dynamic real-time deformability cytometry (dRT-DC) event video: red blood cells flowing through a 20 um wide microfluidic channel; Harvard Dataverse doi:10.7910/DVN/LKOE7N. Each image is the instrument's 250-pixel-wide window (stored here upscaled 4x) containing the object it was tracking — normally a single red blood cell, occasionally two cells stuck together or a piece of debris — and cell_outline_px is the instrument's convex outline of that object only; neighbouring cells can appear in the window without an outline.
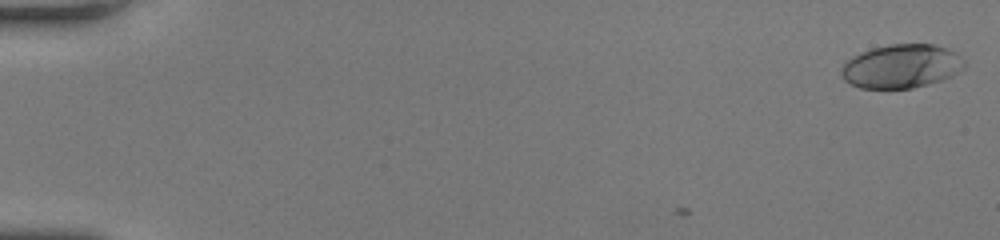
{"species": "human", "species_latin": "Homo sapiens", "temperature_condition": "room temperature", "stored_images_in_passage": 51, "camera_frame_rate_fps": 3000, "um_per_image_px": 0.085, "donor": {"sex": "female"}, "frame": {"image": 1, "passage_image": 1, "time_ms": 0.0, "image_size_px": [1000, 240], "cell_outline_px": [[964, 68], [952, 76], [928, 84], [912, 88], [860, 88], [844, 80], [840, 72], [840, 68], [852, 56], [860, 52], [872, 48], [888, 44], [932, 44], [956, 52], [964, 60]], "centroid_in_image_um": [76.6, 5.63], "position_along_channel_um": 8.4, "area_um2": 31.33}}
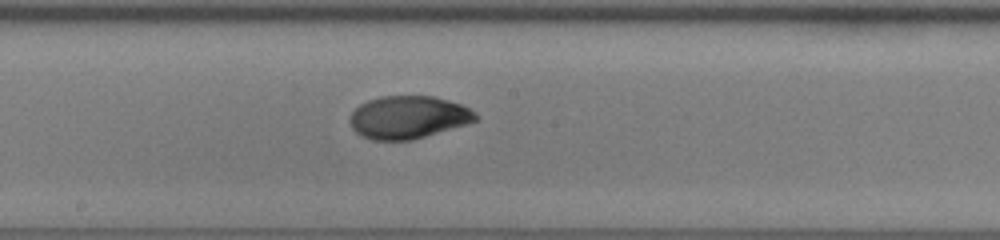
{"frame": {"image": 2, "passage_image": 29, "time_ms": 9.333, "image_size_px": [1000, 240], "cell_outline_px": [[480, 116], [476, 120], [468, 124], [412, 140], [372, 140], [356, 132], [352, 128], [348, 120], [352, 112], [360, 104], [368, 100], [380, 96], [432, 96], [460, 104], [476, 112]], "centroid_in_image_um": [34.7, 9.97], "position_along_channel_um": 213.5, "area_um2": 31.33}}
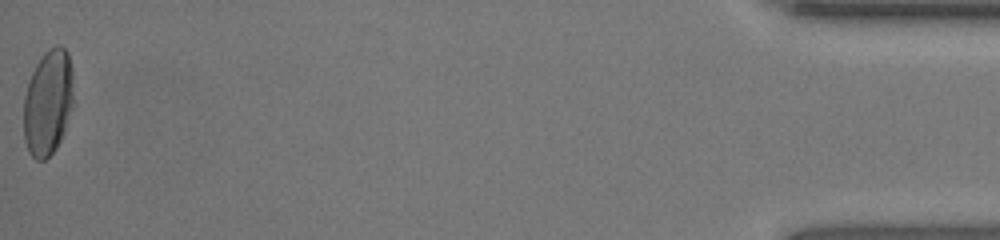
{"frame": {"image": 3, "passage_image": 51, "time_ms": 16.667, "image_size_px": [1000, 240], "cell_outline_px": [[76, 104], [64, 132], [56, 148], [44, 160], [36, 160], [28, 152], [24, 140], [24, 96], [32, 72], [36, 64], [44, 52], [48, 48], [56, 44], [60, 44], [68, 52], [72, 68]], "centroid_in_image_um": [4.13, 8.69], "position_along_channel_um": 431.1, "area_um2": 31.62}, "authors_computed_cell_mechanics": {"area_um2": 31.2698, "velocity_mm_per_s": 4.2318, "shape_relaxation_time_tau1_ms": 3.5156, "shape_relaxation_time_tau2_ms": 1.5086, "deformation_change_tau1": 0.1975, "deformation_change_tau2": 0.0486}}